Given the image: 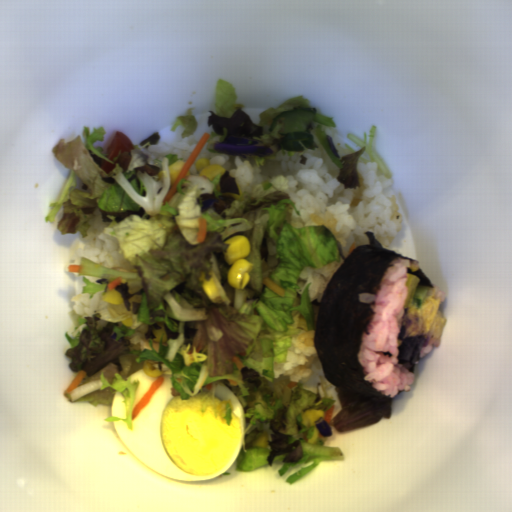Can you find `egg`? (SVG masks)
<instances>
[{
	"instance_id": "d2b9013d",
	"label": "egg",
	"mask_w": 512,
	"mask_h": 512,
	"mask_svg": "<svg viewBox=\"0 0 512 512\" xmlns=\"http://www.w3.org/2000/svg\"><path fill=\"white\" fill-rule=\"evenodd\" d=\"M171 376L136 415L129 429L126 421L113 422L127 450L148 469L183 482L212 480L235 463L245 439V416L238 396L224 383L216 384L215 400H231L232 423L215 417L200 402L207 389L189 399L170 394Z\"/></svg>"
},
{
	"instance_id": "2799bb9f",
	"label": "egg",
	"mask_w": 512,
	"mask_h": 512,
	"mask_svg": "<svg viewBox=\"0 0 512 512\" xmlns=\"http://www.w3.org/2000/svg\"><path fill=\"white\" fill-rule=\"evenodd\" d=\"M440 300L433 296H425L420 308L415 304V299L406 315L410 324L405 331L404 339L409 337H440L446 320L438 313Z\"/></svg>"
},
{
	"instance_id": "db1cbce2",
	"label": "egg",
	"mask_w": 512,
	"mask_h": 512,
	"mask_svg": "<svg viewBox=\"0 0 512 512\" xmlns=\"http://www.w3.org/2000/svg\"><path fill=\"white\" fill-rule=\"evenodd\" d=\"M111 417H119V418H127L126 416V408H125V399L122 393L116 391L112 396L111 403Z\"/></svg>"
}]
</instances>
